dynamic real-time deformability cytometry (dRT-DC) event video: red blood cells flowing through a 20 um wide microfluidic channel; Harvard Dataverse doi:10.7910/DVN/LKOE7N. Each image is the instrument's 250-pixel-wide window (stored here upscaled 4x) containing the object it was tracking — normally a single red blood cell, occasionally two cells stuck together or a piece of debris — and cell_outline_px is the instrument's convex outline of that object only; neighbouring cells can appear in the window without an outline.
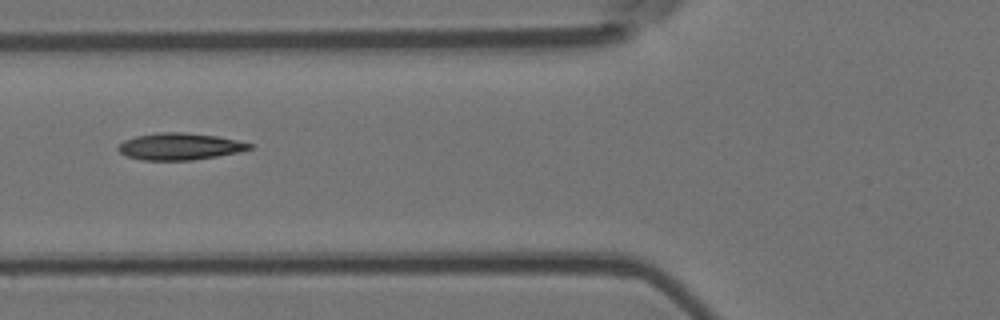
{"species": "Egyptian fruit bat (a non-hibernating species)", "species_latin": "Rousettus aegyptiacus", "temperature_condition": "room temperature", "stored_images_in_passage": 9, "camera_frame_rate_fps": 3000, "um_per_image_px": 0.085, "animal": {"sex": "female"}, "frame": {"image": 1, "passage_image": 6, "time_ms": 1.667, "image_size_px": [1000, 320], "cell_outline_px": [[252, 148], [240, 152], [192, 160], [144, 160], [128, 156], [120, 152], [116, 148], [124, 140], [136, 136], [156, 132], [184, 132], [216, 136], [236, 140], [252, 144]], "centroid_in_image_um": [15.27, 12.44], "position_along_channel_um": 110.5, "area_um2": 20.4}}
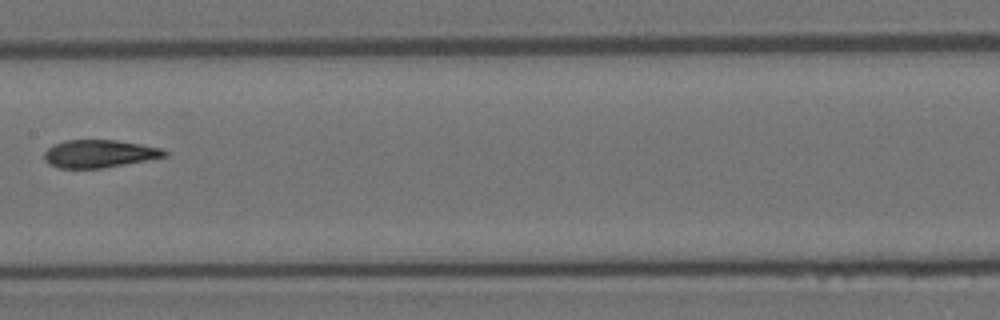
{"frame": {"image": 2, "passage_image": 8, "time_ms": 2.333, "image_size_px": [1000, 320], "cell_outline_px": [[168, 156], [100, 168], [60, 168], [48, 164], [44, 160], [44, 152], [52, 144], [64, 140], [116, 140], [164, 148], [168, 152]], "centroid_in_image_um": [8.42, 13.05], "position_along_channel_um": 199.0, "area_um2": 19.48}}
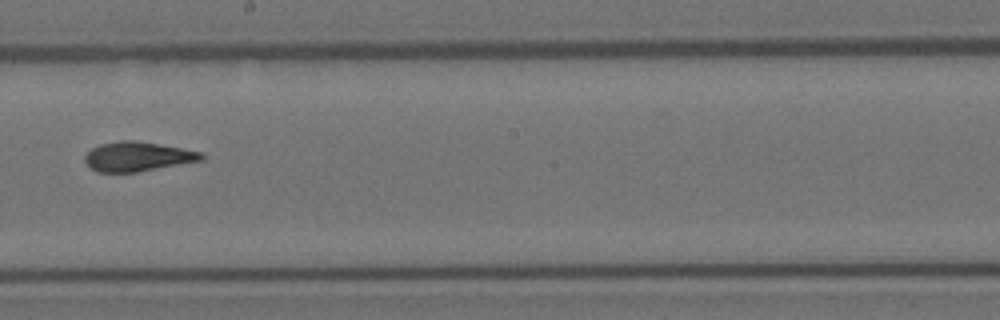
{"frame": {"image": 3, "passage_image": 9, "time_ms": 2.667, "image_size_px": [1000, 320], "cell_outline_px": [[204, 160], [136, 172], [96, 172], [88, 168], [84, 160], [84, 156], [92, 148], [100, 144], [120, 140], [132, 140], [204, 152]], "centroid_in_image_um": [11.66, 13.32], "position_along_channel_um": 236.5, "area_um2": 20.0}}